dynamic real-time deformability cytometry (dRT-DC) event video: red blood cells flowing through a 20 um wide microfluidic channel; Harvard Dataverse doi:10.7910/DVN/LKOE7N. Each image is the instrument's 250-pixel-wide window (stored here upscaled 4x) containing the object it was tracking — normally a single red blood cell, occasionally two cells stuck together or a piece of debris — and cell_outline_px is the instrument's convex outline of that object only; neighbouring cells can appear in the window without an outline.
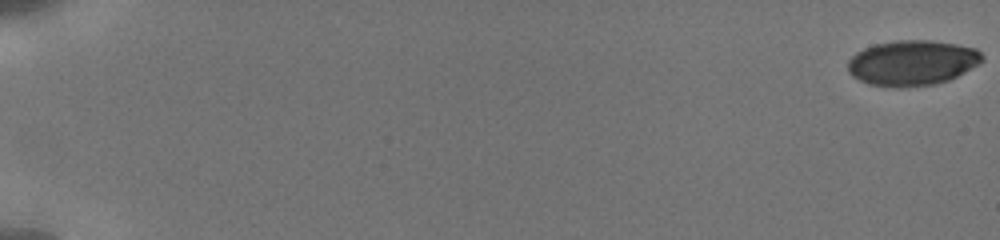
{"species": "human", "species_latin": "Homo sapiens", "temperature_condition": "cold", "stored_images_in_passage": 16, "camera_frame_rate_fps": 3000, "um_per_image_px": 0.085, "donor": {"sex": "male"}, "frame": {"image": 1, "passage_image": 1, "time_ms": 0.0, "image_size_px": [1000, 240], "cell_outline_px": [[984, 60], [964, 72], [948, 80], [936, 84], [908, 88], [900, 88], [872, 84], [860, 80], [852, 76], [848, 72], [848, 60], [856, 52], [864, 48], [876, 44], [896, 40], [932, 40], [956, 44], [976, 48], [984, 56]], "centroid_in_image_um": [77.54, 5.34], "position_along_channel_um": 7.5, "area_um2": 35.55}}
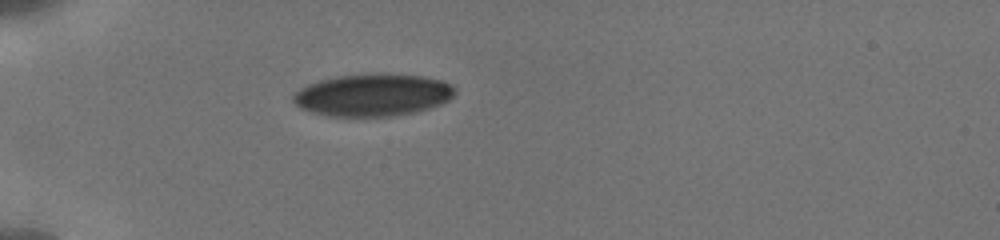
{"frame": {"image": 2, "passage_image": 14, "time_ms": 6.0, "image_size_px": [1000, 240], "cell_outline_px": [[456, 92], [448, 100], [440, 104], [416, 112], [392, 116], [328, 116], [312, 112], [300, 108], [292, 100], [292, 96], [300, 88], [308, 84], [320, 80], [336, 76], [376, 72], [384, 72], [424, 76], [440, 80], [452, 84], [456, 88]], "centroid_in_image_um": [31.7, 8.05], "position_along_channel_um": 53.3, "area_um2": 40.34}}